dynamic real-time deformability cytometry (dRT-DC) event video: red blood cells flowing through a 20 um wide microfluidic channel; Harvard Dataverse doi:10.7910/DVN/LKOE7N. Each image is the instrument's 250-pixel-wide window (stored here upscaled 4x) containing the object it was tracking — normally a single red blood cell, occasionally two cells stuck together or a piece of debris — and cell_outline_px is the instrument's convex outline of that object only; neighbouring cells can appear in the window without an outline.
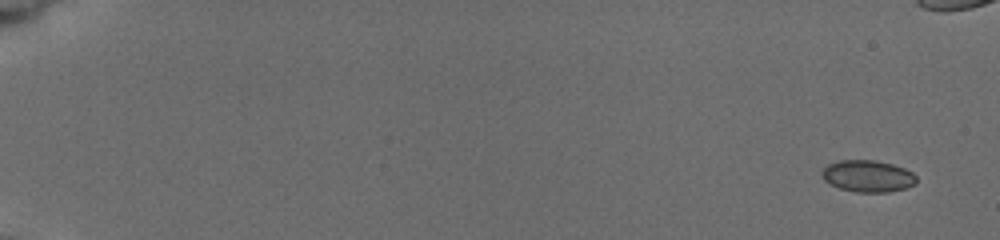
{"species": "common noctule bat (a hibernating species)", "species_latin": "Nyctalus noctula", "temperature_condition": "cold", "stored_images_in_passage": 7, "camera_frame_rate_fps": 3000, "um_per_image_px": 0.085, "animal": {"sex": "female", "body_mass_g": 19.5, "forearm_length_mm": 54.1}, "frame": {"image": 1, "passage_image": 1, "time_ms": 0.0, "image_size_px": [1000, 240], "cell_outline_px": [[916, 184], [904, 188], [888, 192], [856, 192], [840, 188], [824, 180], [824, 168], [828, 164], [840, 160], [876, 160], [892, 164], [904, 168], [912, 172], [916, 176]], "centroid_in_image_um": [73.8, 14.96], "position_along_channel_um": 11.2, "area_um2": 17.28}}